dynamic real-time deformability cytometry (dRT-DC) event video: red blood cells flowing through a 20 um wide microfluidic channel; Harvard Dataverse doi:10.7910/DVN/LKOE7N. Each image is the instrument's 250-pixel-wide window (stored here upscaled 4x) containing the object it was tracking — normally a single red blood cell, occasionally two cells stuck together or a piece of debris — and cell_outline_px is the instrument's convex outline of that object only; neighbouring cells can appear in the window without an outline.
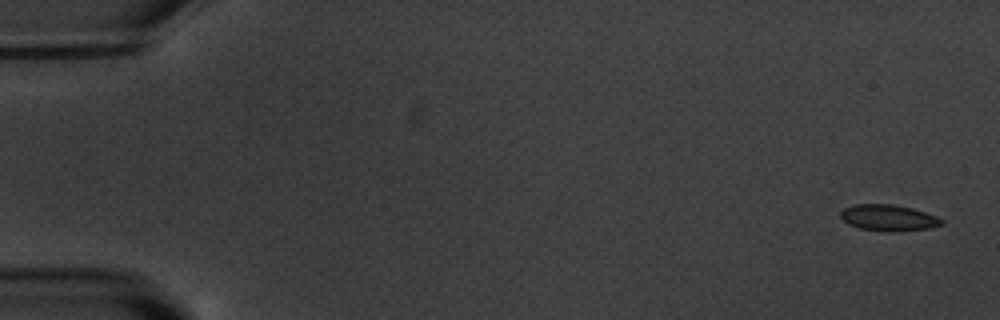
{"species": "common noctule bat (a hibernating species)", "species_latin": "Nyctalus noctula", "temperature_condition": "warm", "stored_images_in_passage": 17, "camera_frame_rate_fps": 3000, "um_per_image_px": 0.085, "animal": {"sex": "male", "body_mass_g": 20.1, "forearm_length_mm": 53.5}, "frame": {"image": 1, "passage_image": 1, "time_ms": 0.0, "image_size_px": [1000, 320], "cell_outline_px": [[944, 224], [928, 228], [892, 232], [860, 228], [848, 224], [840, 216], [840, 212], [844, 208], [856, 204], [892, 204], [912, 208], [936, 216], [944, 220]], "centroid_in_image_um": [75.52, 18.51], "position_along_channel_um": 9.5, "area_um2": 15.32}}
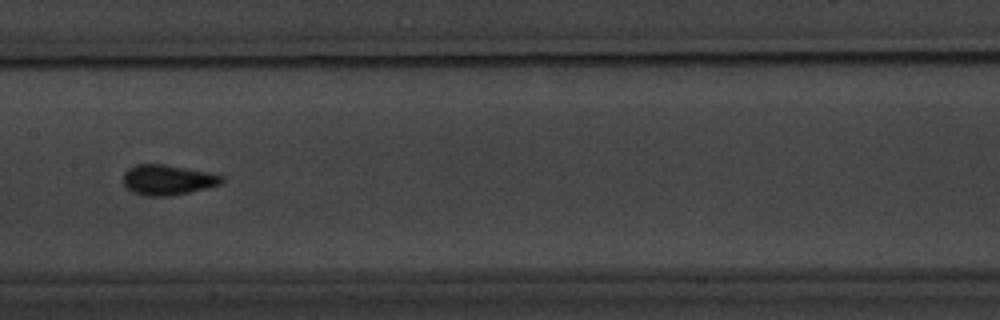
{"frame": {"image": 2, "passage_image": 9, "time_ms": 9.333, "image_size_px": [1000, 320], "cell_outline_px": [[224, 180], [220, 184], [188, 192], [168, 196], [144, 196], [132, 192], [124, 184], [124, 172], [128, 168], [136, 164], [164, 164], [208, 172], [224, 176]], "centroid_in_image_um": [14.23, 15.28], "position_along_channel_um": 193.2, "area_um2": 17.22}}
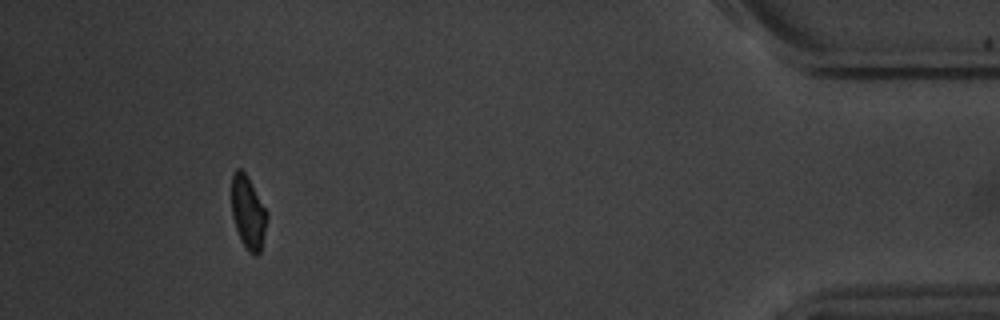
{"frame": {"image": 3, "passage_image": 16, "time_ms": 17.333, "image_size_px": [1000, 320], "cell_outline_px": [[268, 216], [260, 252], [256, 256], [252, 256], [248, 252], [240, 240], [232, 216], [232, 172], [236, 168], [240, 168], [244, 172], [268, 212]], "centroid_in_image_um": [21.08, 18.1], "position_along_channel_um": 414.1, "area_um2": 15.03}, "authors_computed_cell_mechanics": {"area_um2": 15.606, "velocity_mm_per_s": 3.5033, "shape_relaxation_time_tau1_ms": 2.8311, "shape_relaxation_time_tau2_ms": null, "deformation_change_tau1": 0.0822, "deformation_change_tau2": null}}